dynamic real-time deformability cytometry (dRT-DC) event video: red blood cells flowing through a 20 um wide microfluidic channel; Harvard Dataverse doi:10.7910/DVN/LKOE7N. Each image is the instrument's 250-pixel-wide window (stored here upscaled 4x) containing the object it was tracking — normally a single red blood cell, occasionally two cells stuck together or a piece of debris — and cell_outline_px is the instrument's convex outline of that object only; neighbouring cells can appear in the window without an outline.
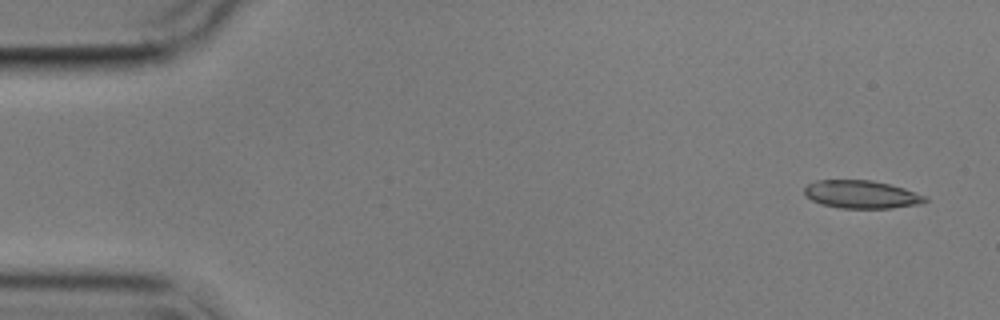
{"species": "common noctule bat (a hibernating species)", "species_latin": "Nyctalus noctula", "temperature_condition": "cold", "stored_images_in_passage": 4, "camera_frame_rate_fps": 3000, "um_per_image_px": 0.085, "animal": {"sex": "male", "body_mass_g": 17.9}, "frame": {"image": 1, "passage_image": 1, "time_ms": 0.0, "image_size_px": [1000, 320], "cell_outline_px": [[928, 200], [924, 204], [892, 208], [840, 208], [820, 204], [804, 196], [804, 188], [808, 184], [816, 180], [872, 180], [904, 188], [928, 196]], "centroid_in_image_um": [73.25, 16.53], "position_along_channel_um": 11.8, "area_um2": 19.94}}
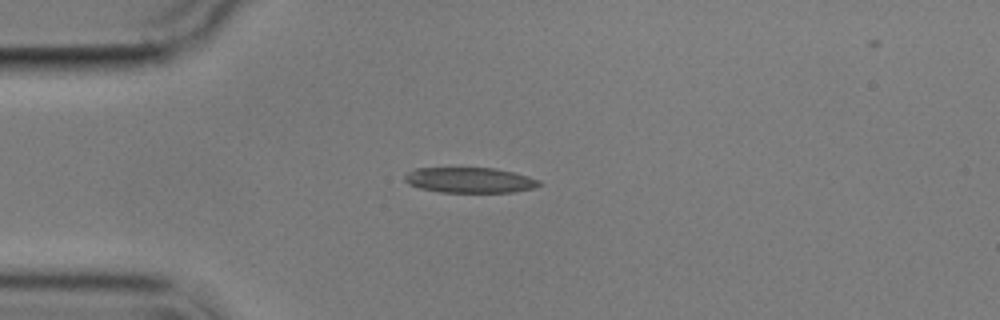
{"frame": {"image": 2, "passage_image": 4, "time_ms": 3.667, "image_size_px": [1000, 320], "cell_outline_px": [[544, 184], [532, 188], [512, 192], [440, 192], [420, 188], [408, 184], [404, 180], [404, 176], [408, 172], [416, 168], [496, 168], [528, 176], [540, 180]], "centroid_in_image_um": [39.93, 15.31], "position_along_channel_um": 45.1, "area_um2": 19.88}}